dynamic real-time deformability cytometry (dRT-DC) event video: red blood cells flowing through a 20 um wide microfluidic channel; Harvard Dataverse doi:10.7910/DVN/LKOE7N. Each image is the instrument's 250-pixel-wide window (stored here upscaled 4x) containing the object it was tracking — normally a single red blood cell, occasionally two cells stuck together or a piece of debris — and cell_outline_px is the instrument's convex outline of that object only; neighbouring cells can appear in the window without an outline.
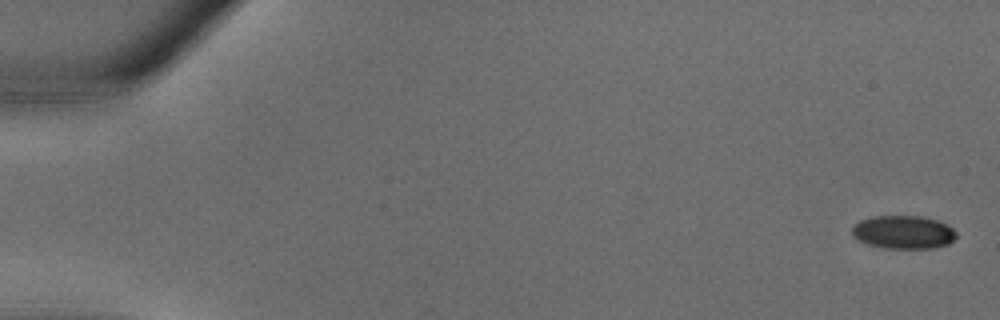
{"species": "common noctule bat (a hibernating species)", "species_latin": "Nyctalus noctula", "temperature_condition": "warm", "stored_images_in_passage": 35, "camera_frame_rate_fps": 3000, "um_per_image_px": 0.085, "animal": {"sex": "male", "body_mass_g": 18.8}, "frame": {"image": 1, "passage_image": 1, "time_ms": 0.0, "image_size_px": [1000, 320], "cell_outline_px": [[956, 236], [948, 244], [932, 248], [884, 248], [868, 244], [856, 240], [852, 236], [852, 228], [860, 220], [872, 216], [920, 216], [936, 220], [948, 224], [956, 232]], "centroid_in_image_um": [76.76, 19.73], "position_along_channel_um": 8.2, "area_um2": 20.23}}
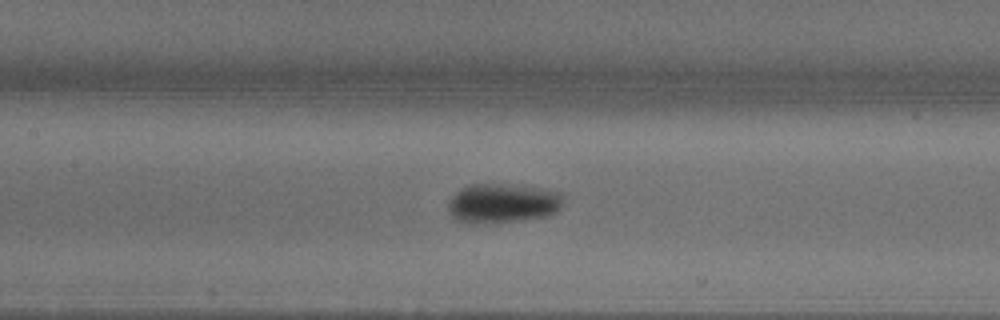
{"frame": {"image": 2, "passage_image": 17, "time_ms": 5.333, "image_size_px": [1000, 320], "cell_outline_px": [[564, 196], [560, 208], [556, 212], [548, 216], [492, 224], [468, 224], [456, 220], [452, 216], [448, 208], [448, 204], [452, 196], [460, 188], [468, 184], [500, 184], [544, 188], [560, 192]], "centroid_in_image_um": [42.71, 17.29], "position_along_channel_um": 164.7, "area_um2": 26.93}}
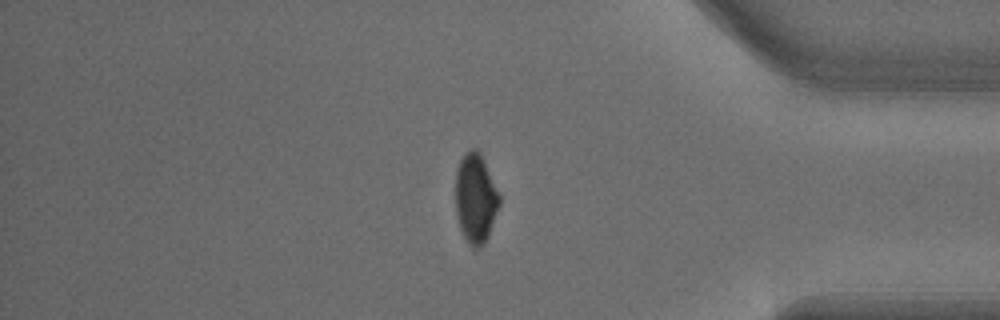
{"frame": {"image": 3, "passage_image": 30, "time_ms": 9.667, "image_size_px": [1000, 320], "cell_outline_px": [[500, 204], [488, 236], [480, 248], [472, 248], [464, 236], [460, 228], [456, 212], [456, 172], [460, 160], [472, 148], [476, 148], [480, 152], [484, 160], [500, 196]], "centroid_in_image_um": [40.43, 16.87], "position_along_channel_um": 394.8, "area_um2": 22.6}}